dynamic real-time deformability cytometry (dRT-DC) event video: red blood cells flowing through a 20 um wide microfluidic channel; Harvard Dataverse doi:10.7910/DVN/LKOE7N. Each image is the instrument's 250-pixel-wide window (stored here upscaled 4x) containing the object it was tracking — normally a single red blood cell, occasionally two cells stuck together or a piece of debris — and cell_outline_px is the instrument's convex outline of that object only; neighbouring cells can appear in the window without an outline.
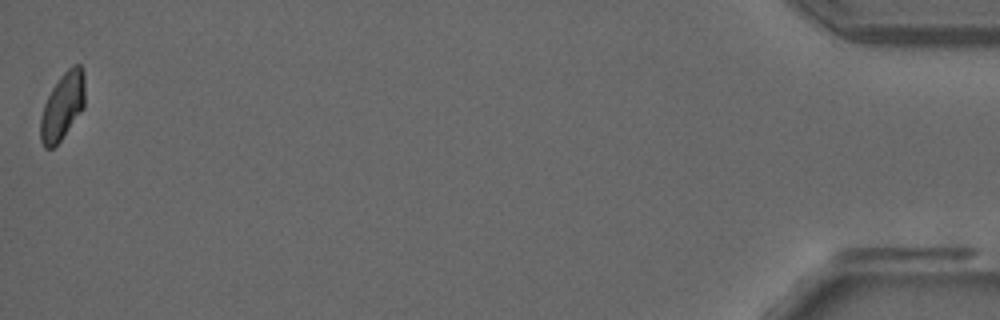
{"species": "common noctule bat (a hibernating species)", "species_latin": "Nyctalus noctula", "temperature_condition": "room temperature", "stored_images_in_passage": 37, "camera_frame_rate_fps": 3000, "um_per_image_px": 0.085, "animal": {"sex": "male", "forearm_length_mm": 52.5}, "frame": {"image": 1, "passage_image": 37, "time_ms": 12.0, "image_size_px": [1000, 320], "cell_outline_px": [[84, 108], [60, 140], [52, 148], [44, 148], [40, 140], [40, 120], [44, 104], [52, 88], [60, 76], [72, 64], [80, 64], [84, 72]], "centroid_in_image_um": [5.31, 9.01], "position_along_channel_um": 429.9, "area_um2": 17.28}, "authors_computed_cell_mechanics": {"area_um2": 17.8602, "velocity_mm_per_s": 3.8778, "shape_relaxation_time_tau1_ms": null, "shape_relaxation_time_tau2_ms": 2.911, "deformation_change_tau1": null, "deformation_change_tau2": 0.0722}}